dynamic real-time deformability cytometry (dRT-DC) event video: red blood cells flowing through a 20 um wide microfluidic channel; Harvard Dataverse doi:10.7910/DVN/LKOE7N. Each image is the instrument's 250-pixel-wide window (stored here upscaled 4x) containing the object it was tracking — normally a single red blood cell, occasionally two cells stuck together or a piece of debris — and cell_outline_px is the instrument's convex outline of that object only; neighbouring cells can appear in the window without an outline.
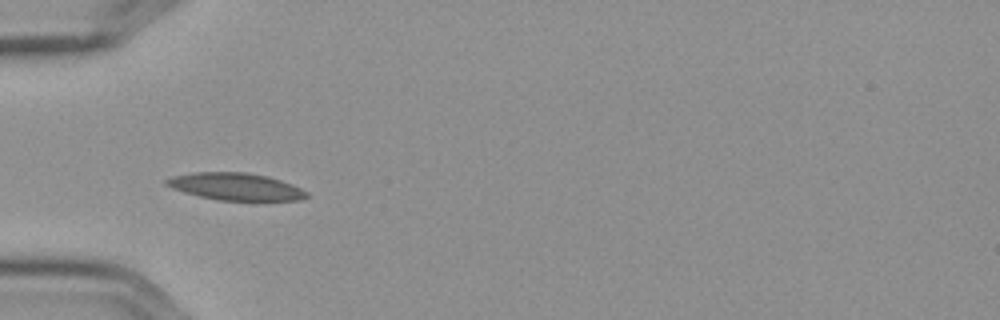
{"species": "Egyptian fruit bat (a non-hibernating species)", "species_latin": "Rousettus aegyptiacus", "temperature_condition": "cold", "stored_images_in_passage": 7, "camera_frame_rate_fps": 3000, "um_per_image_px": 0.085, "frame": {"image": 1, "passage_image": 4, "time_ms": 1.0, "image_size_px": [1000, 320], "cell_outline_px": [[308, 196], [300, 200], [264, 204], [216, 200], [184, 192], [172, 188], [164, 184], [164, 180], [172, 176], [192, 172], [244, 172], [268, 176], [292, 184], [308, 192]], "centroid_in_image_um": [20.11, 15.92], "position_along_channel_um": 64.9, "area_um2": 23.41}}
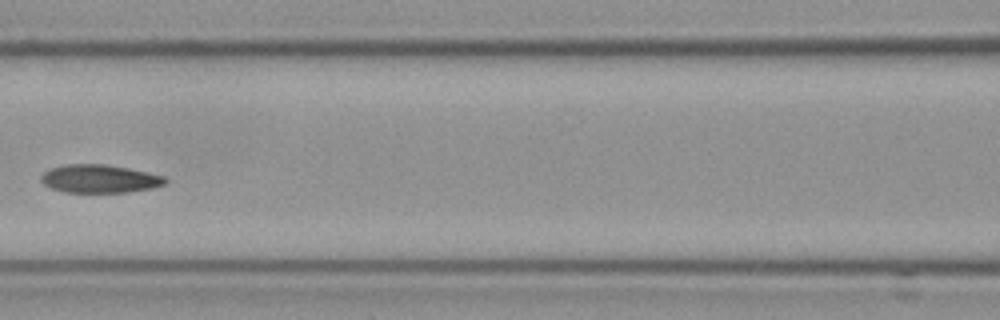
{"frame": {"image": 2, "passage_image": 6, "time_ms": 1.667, "image_size_px": [1000, 320], "cell_outline_px": [[168, 184], [152, 188], [128, 192], [64, 192], [52, 188], [44, 184], [40, 180], [40, 176], [48, 168], [64, 164], [104, 164], [128, 168], [148, 172], [164, 176], [168, 180]], "centroid_in_image_um": [8.47, 15.19], "position_along_channel_um": 158.1, "area_um2": 20.58}}
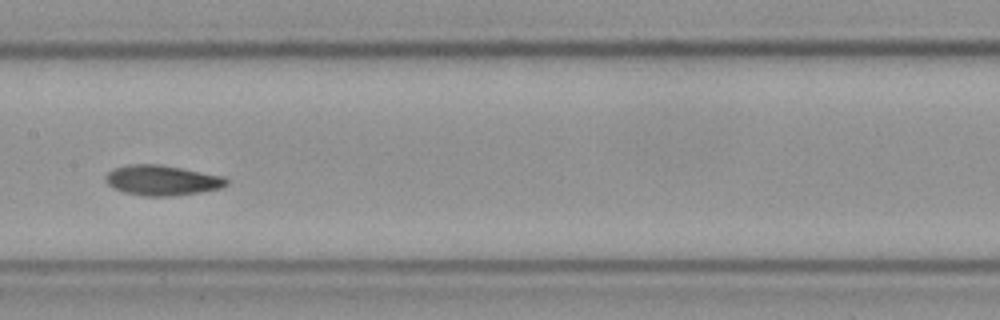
{"frame": {"image": 3, "passage_image": 7, "time_ms": 2.0, "image_size_px": [1000, 320], "cell_outline_px": [[228, 184], [220, 188], [200, 192], [172, 196], [144, 196], [124, 192], [112, 188], [104, 180], [104, 176], [112, 168], [128, 164], [160, 164], [224, 176], [228, 180]], "centroid_in_image_um": [13.74, 15.32], "position_along_channel_um": 193.7, "area_um2": 21.44}}